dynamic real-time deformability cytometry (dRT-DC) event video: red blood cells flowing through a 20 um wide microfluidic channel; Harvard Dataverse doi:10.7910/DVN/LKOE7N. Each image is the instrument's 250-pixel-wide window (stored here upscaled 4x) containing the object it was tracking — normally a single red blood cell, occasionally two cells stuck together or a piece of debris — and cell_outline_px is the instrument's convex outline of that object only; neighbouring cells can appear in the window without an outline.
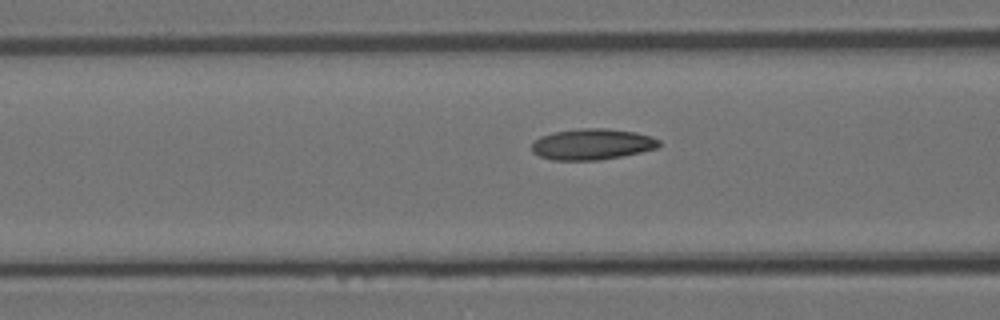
{"species": "Egyptian fruit bat (a non-hibernating species)", "species_latin": "Rousettus aegyptiacus", "temperature_condition": "room temperature", "stored_images_in_passage": 30, "camera_frame_rate_fps": 3000, "um_per_image_px": 0.085, "animal": {"sex": "female"}, "frame": {"image": 1, "passage_image": 9, "time_ms": 2.667, "image_size_px": [1000, 320], "cell_outline_px": [[660, 144], [656, 148], [640, 152], [600, 160], [552, 160], [540, 156], [532, 152], [532, 144], [540, 136], [552, 132], [580, 128], [604, 128], [636, 132], [652, 136], [660, 140]], "centroid_in_image_um": [50.32, 12.25], "position_along_channel_um": 116.3, "area_um2": 23.0}}
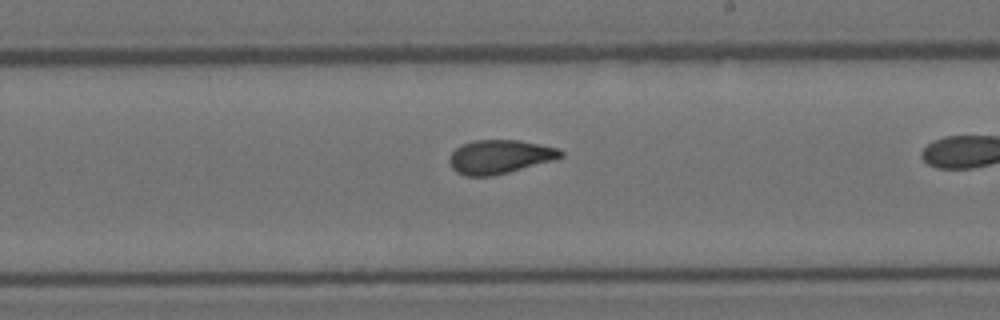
{"frame": {"image": 2, "passage_image": 19, "time_ms": 6.0, "image_size_px": [1000, 320], "cell_outline_px": [[564, 156], [552, 160], [508, 172], [492, 176], [464, 176], [456, 172], [452, 168], [448, 160], [448, 156], [460, 144], [476, 140], [520, 140], [560, 148], [564, 152]], "centroid_in_image_um": [42.45, 13.32], "position_along_channel_um": 246.5, "area_um2": 22.02}}
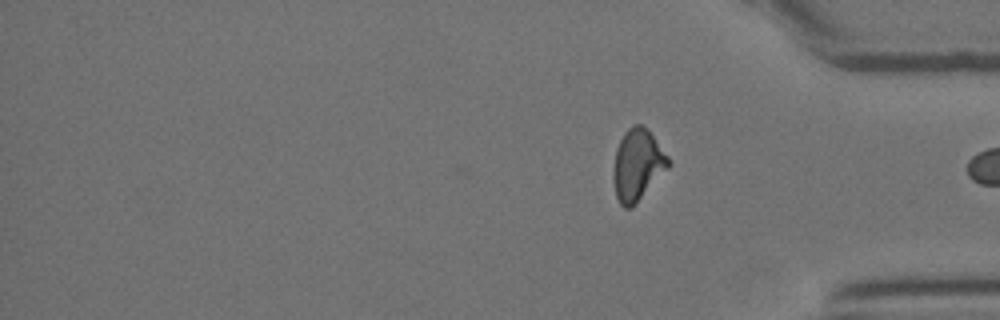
{"frame": {"image": 3, "passage_image": 30, "time_ms": 9.667, "image_size_px": [1000, 320], "cell_outline_px": [[672, 164], [636, 204], [632, 208], [624, 208], [620, 204], [616, 196], [612, 176], [616, 148], [624, 132], [632, 124], [640, 124], [648, 128], [672, 160]], "centroid_in_image_um": [54.21, 14.0], "position_along_channel_um": 381.0, "area_um2": 23.35}, "authors_computed_cell_mechanics": {"area_um2": 22.1374, "velocity_mm_per_s": 3.9141, "shape_relaxation_time_tau1_ms": 8.2485, "shape_relaxation_time_tau2_ms": 2.0346, "deformation_change_tau1": 0.2196, "deformation_change_tau2": 0.0966}}